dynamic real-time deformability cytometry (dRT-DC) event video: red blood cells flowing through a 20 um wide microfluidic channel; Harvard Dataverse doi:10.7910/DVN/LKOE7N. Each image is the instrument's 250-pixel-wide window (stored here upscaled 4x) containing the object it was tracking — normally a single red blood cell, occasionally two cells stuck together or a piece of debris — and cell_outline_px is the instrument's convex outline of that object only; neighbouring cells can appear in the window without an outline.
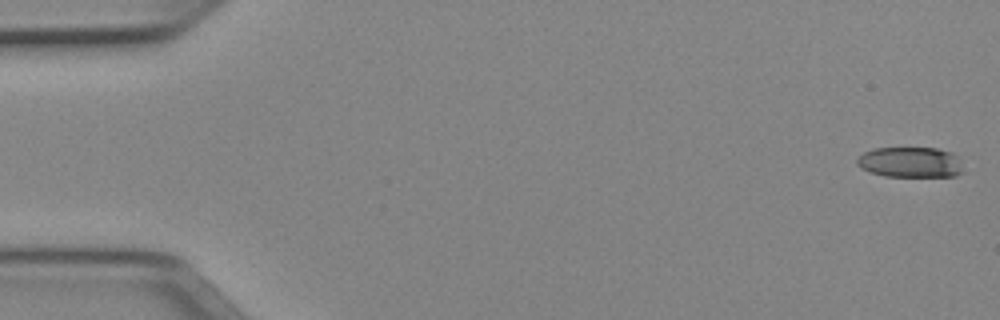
{"species": "Egyptian fruit bat (a non-hibernating species)", "species_latin": "Rousettus aegyptiacus", "temperature_condition": "cold", "stored_images_in_passage": 12, "camera_frame_rate_fps": 3000, "um_per_image_px": 0.085, "animal": {"sex": "female"}, "frame": {"image": 1, "passage_image": 1, "time_ms": 0.0, "image_size_px": [1000, 320], "cell_outline_px": [[964, 172], [956, 176], [884, 176], [868, 172], [860, 168], [856, 164], [856, 160], [864, 152], [872, 148], [936, 148], [952, 152], [956, 156]], "centroid_in_image_um": [77.35, 13.79], "position_along_channel_um": 7.7, "area_um2": 18.96}}